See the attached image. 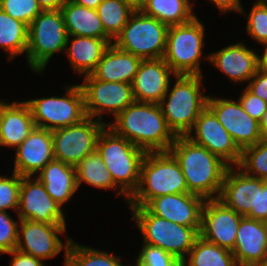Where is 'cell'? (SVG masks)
I'll return each mask as SVG.
<instances>
[{
	"label": "cell",
	"mask_w": 267,
	"mask_h": 266,
	"mask_svg": "<svg viewBox=\"0 0 267 266\" xmlns=\"http://www.w3.org/2000/svg\"><path fill=\"white\" fill-rule=\"evenodd\" d=\"M107 126L145 152H168L177 137L157 103L135 101Z\"/></svg>",
	"instance_id": "obj_1"
},
{
	"label": "cell",
	"mask_w": 267,
	"mask_h": 266,
	"mask_svg": "<svg viewBox=\"0 0 267 266\" xmlns=\"http://www.w3.org/2000/svg\"><path fill=\"white\" fill-rule=\"evenodd\" d=\"M169 152L178 161L188 192L205 200L218 199L229 165L186 136H177Z\"/></svg>",
	"instance_id": "obj_2"
},
{
	"label": "cell",
	"mask_w": 267,
	"mask_h": 266,
	"mask_svg": "<svg viewBox=\"0 0 267 266\" xmlns=\"http://www.w3.org/2000/svg\"><path fill=\"white\" fill-rule=\"evenodd\" d=\"M189 193L185 177L175 157L168 152H146L140 180L129 207H144L150 200L168 194Z\"/></svg>",
	"instance_id": "obj_3"
},
{
	"label": "cell",
	"mask_w": 267,
	"mask_h": 266,
	"mask_svg": "<svg viewBox=\"0 0 267 266\" xmlns=\"http://www.w3.org/2000/svg\"><path fill=\"white\" fill-rule=\"evenodd\" d=\"M203 77L176 75L173 87L170 90V83L167 93L159 103L168 127L176 136H186L207 107L208 96L203 93L206 90L202 86Z\"/></svg>",
	"instance_id": "obj_4"
},
{
	"label": "cell",
	"mask_w": 267,
	"mask_h": 266,
	"mask_svg": "<svg viewBox=\"0 0 267 266\" xmlns=\"http://www.w3.org/2000/svg\"><path fill=\"white\" fill-rule=\"evenodd\" d=\"M96 151L109 170L114 184L130 198L138 187L141 164L146 152L117 135L108 126L98 137Z\"/></svg>",
	"instance_id": "obj_5"
},
{
	"label": "cell",
	"mask_w": 267,
	"mask_h": 266,
	"mask_svg": "<svg viewBox=\"0 0 267 266\" xmlns=\"http://www.w3.org/2000/svg\"><path fill=\"white\" fill-rule=\"evenodd\" d=\"M132 219L142 234L143 244L159 247L181 262L188 256L201 227H186L160 218L145 207H129Z\"/></svg>",
	"instance_id": "obj_6"
},
{
	"label": "cell",
	"mask_w": 267,
	"mask_h": 266,
	"mask_svg": "<svg viewBox=\"0 0 267 266\" xmlns=\"http://www.w3.org/2000/svg\"><path fill=\"white\" fill-rule=\"evenodd\" d=\"M68 32L61 10L41 11L28 26L26 61L42 74L54 54L65 51Z\"/></svg>",
	"instance_id": "obj_7"
},
{
	"label": "cell",
	"mask_w": 267,
	"mask_h": 266,
	"mask_svg": "<svg viewBox=\"0 0 267 266\" xmlns=\"http://www.w3.org/2000/svg\"><path fill=\"white\" fill-rule=\"evenodd\" d=\"M204 35V24L197 16L187 23L169 26L163 59L177 75H203L201 60L209 62V54L203 56Z\"/></svg>",
	"instance_id": "obj_8"
},
{
	"label": "cell",
	"mask_w": 267,
	"mask_h": 266,
	"mask_svg": "<svg viewBox=\"0 0 267 266\" xmlns=\"http://www.w3.org/2000/svg\"><path fill=\"white\" fill-rule=\"evenodd\" d=\"M169 26L142 11L133 12L113 44L143 60L160 59L166 51Z\"/></svg>",
	"instance_id": "obj_9"
},
{
	"label": "cell",
	"mask_w": 267,
	"mask_h": 266,
	"mask_svg": "<svg viewBox=\"0 0 267 266\" xmlns=\"http://www.w3.org/2000/svg\"><path fill=\"white\" fill-rule=\"evenodd\" d=\"M62 97L24 100L30 107L36 127L55 130L75 125L86 118L84 93L80 84L66 85Z\"/></svg>",
	"instance_id": "obj_10"
},
{
	"label": "cell",
	"mask_w": 267,
	"mask_h": 266,
	"mask_svg": "<svg viewBox=\"0 0 267 266\" xmlns=\"http://www.w3.org/2000/svg\"><path fill=\"white\" fill-rule=\"evenodd\" d=\"M106 126L107 122L86 117L75 125L52 130L54 159L76 166L96 151L98 137Z\"/></svg>",
	"instance_id": "obj_11"
},
{
	"label": "cell",
	"mask_w": 267,
	"mask_h": 266,
	"mask_svg": "<svg viewBox=\"0 0 267 266\" xmlns=\"http://www.w3.org/2000/svg\"><path fill=\"white\" fill-rule=\"evenodd\" d=\"M80 84L84 93L87 117L103 121V114L113 119L126 107L135 102L132 84L95 79L91 74L84 76Z\"/></svg>",
	"instance_id": "obj_12"
},
{
	"label": "cell",
	"mask_w": 267,
	"mask_h": 266,
	"mask_svg": "<svg viewBox=\"0 0 267 266\" xmlns=\"http://www.w3.org/2000/svg\"><path fill=\"white\" fill-rule=\"evenodd\" d=\"M64 224H47L29 220H19L16 249L42 261L57 257L63 250L66 254L72 238L65 242L59 235L66 232Z\"/></svg>",
	"instance_id": "obj_13"
},
{
	"label": "cell",
	"mask_w": 267,
	"mask_h": 266,
	"mask_svg": "<svg viewBox=\"0 0 267 266\" xmlns=\"http://www.w3.org/2000/svg\"><path fill=\"white\" fill-rule=\"evenodd\" d=\"M186 137L220 157L229 166H237L240 161L242 150L208 106Z\"/></svg>",
	"instance_id": "obj_14"
},
{
	"label": "cell",
	"mask_w": 267,
	"mask_h": 266,
	"mask_svg": "<svg viewBox=\"0 0 267 266\" xmlns=\"http://www.w3.org/2000/svg\"><path fill=\"white\" fill-rule=\"evenodd\" d=\"M17 216L19 220L67 225L62 207L49 196L36 176H21Z\"/></svg>",
	"instance_id": "obj_15"
},
{
	"label": "cell",
	"mask_w": 267,
	"mask_h": 266,
	"mask_svg": "<svg viewBox=\"0 0 267 266\" xmlns=\"http://www.w3.org/2000/svg\"><path fill=\"white\" fill-rule=\"evenodd\" d=\"M207 106L242 150L263 139L260 123L244 111L239 100L208 96Z\"/></svg>",
	"instance_id": "obj_16"
},
{
	"label": "cell",
	"mask_w": 267,
	"mask_h": 266,
	"mask_svg": "<svg viewBox=\"0 0 267 266\" xmlns=\"http://www.w3.org/2000/svg\"><path fill=\"white\" fill-rule=\"evenodd\" d=\"M242 217L219 199L205 200L200 236L210 243L233 251Z\"/></svg>",
	"instance_id": "obj_17"
},
{
	"label": "cell",
	"mask_w": 267,
	"mask_h": 266,
	"mask_svg": "<svg viewBox=\"0 0 267 266\" xmlns=\"http://www.w3.org/2000/svg\"><path fill=\"white\" fill-rule=\"evenodd\" d=\"M205 199L191 193L158 196L144 207L152 214L186 227H201Z\"/></svg>",
	"instance_id": "obj_18"
},
{
	"label": "cell",
	"mask_w": 267,
	"mask_h": 266,
	"mask_svg": "<svg viewBox=\"0 0 267 266\" xmlns=\"http://www.w3.org/2000/svg\"><path fill=\"white\" fill-rule=\"evenodd\" d=\"M14 169L20 176H35L54 160L52 131L36 127L14 148Z\"/></svg>",
	"instance_id": "obj_19"
},
{
	"label": "cell",
	"mask_w": 267,
	"mask_h": 266,
	"mask_svg": "<svg viewBox=\"0 0 267 266\" xmlns=\"http://www.w3.org/2000/svg\"><path fill=\"white\" fill-rule=\"evenodd\" d=\"M171 75L175 78L177 74L163 58L142 60L131 83L135 101L159 104L168 91Z\"/></svg>",
	"instance_id": "obj_20"
},
{
	"label": "cell",
	"mask_w": 267,
	"mask_h": 266,
	"mask_svg": "<svg viewBox=\"0 0 267 266\" xmlns=\"http://www.w3.org/2000/svg\"><path fill=\"white\" fill-rule=\"evenodd\" d=\"M209 63L237 84L249 82L259 69L258 53L242 41L209 53Z\"/></svg>",
	"instance_id": "obj_21"
},
{
	"label": "cell",
	"mask_w": 267,
	"mask_h": 266,
	"mask_svg": "<svg viewBox=\"0 0 267 266\" xmlns=\"http://www.w3.org/2000/svg\"><path fill=\"white\" fill-rule=\"evenodd\" d=\"M218 199L243 217L257 211L258 178L245 174L237 166H229Z\"/></svg>",
	"instance_id": "obj_22"
},
{
	"label": "cell",
	"mask_w": 267,
	"mask_h": 266,
	"mask_svg": "<svg viewBox=\"0 0 267 266\" xmlns=\"http://www.w3.org/2000/svg\"><path fill=\"white\" fill-rule=\"evenodd\" d=\"M232 253L238 266H254L267 260V228L264 221L242 217Z\"/></svg>",
	"instance_id": "obj_23"
},
{
	"label": "cell",
	"mask_w": 267,
	"mask_h": 266,
	"mask_svg": "<svg viewBox=\"0 0 267 266\" xmlns=\"http://www.w3.org/2000/svg\"><path fill=\"white\" fill-rule=\"evenodd\" d=\"M35 128L29 105L12 101L0 105V146L17 148Z\"/></svg>",
	"instance_id": "obj_24"
},
{
	"label": "cell",
	"mask_w": 267,
	"mask_h": 266,
	"mask_svg": "<svg viewBox=\"0 0 267 266\" xmlns=\"http://www.w3.org/2000/svg\"><path fill=\"white\" fill-rule=\"evenodd\" d=\"M113 44L112 39L85 36H68L65 53L77 75H90L97 67L104 52Z\"/></svg>",
	"instance_id": "obj_25"
},
{
	"label": "cell",
	"mask_w": 267,
	"mask_h": 266,
	"mask_svg": "<svg viewBox=\"0 0 267 266\" xmlns=\"http://www.w3.org/2000/svg\"><path fill=\"white\" fill-rule=\"evenodd\" d=\"M142 60L111 44L91 75L101 81L131 84Z\"/></svg>",
	"instance_id": "obj_26"
},
{
	"label": "cell",
	"mask_w": 267,
	"mask_h": 266,
	"mask_svg": "<svg viewBox=\"0 0 267 266\" xmlns=\"http://www.w3.org/2000/svg\"><path fill=\"white\" fill-rule=\"evenodd\" d=\"M49 196L61 207L73 199L77 186L75 166L52 160L37 175Z\"/></svg>",
	"instance_id": "obj_27"
},
{
	"label": "cell",
	"mask_w": 267,
	"mask_h": 266,
	"mask_svg": "<svg viewBox=\"0 0 267 266\" xmlns=\"http://www.w3.org/2000/svg\"><path fill=\"white\" fill-rule=\"evenodd\" d=\"M61 12L68 35L111 39L103 29L96 9L87 8L68 0L61 8Z\"/></svg>",
	"instance_id": "obj_28"
},
{
	"label": "cell",
	"mask_w": 267,
	"mask_h": 266,
	"mask_svg": "<svg viewBox=\"0 0 267 266\" xmlns=\"http://www.w3.org/2000/svg\"><path fill=\"white\" fill-rule=\"evenodd\" d=\"M75 172L78 189L83 182L84 184L103 190L114 189L117 190V195H120V197L123 196L125 202L128 203L129 198L114 184L109 170L97 151L85 156L75 166Z\"/></svg>",
	"instance_id": "obj_29"
},
{
	"label": "cell",
	"mask_w": 267,
	"mask_h": 266,
	"mask_svg": "<svg viewBox=\"0 0 267 266\" xmlns=\"http://www.w3.org/2000/svg\"><path fill=\"white\" fill-rule=\"evenodd\" d=\"M194 3L191 0H147L142 12L168 26L179 25L196 16L192 11Z\"/></svg>",
	"instance_id": "obj_30"
},
{
	"label": "cell",
	"mask_w": 267,
	"mask_h": 266,
	"mask_svg": "<svg viewBox=\"0 0 267 266\" xmlns=\"http://www.w3.org/2000/svg\"><path fill=\"white\" fill-rule=\"evenodd\" d=\"M27 44L28 26L0 8V48L8 53V61L24 53L26 55Z\"/></svg>",
	"instance_id": "obj_31"
},
{
	"label": "cell",
	"mask_w": 267,
	"mask_h": 266,
	"mask_svg": "<svg viewBox=\"0 0 267 266\" xmlns=\"http://www.w3.org/2000/svg\"><path fill=\"white\" fill-rule=\"evenodd\" d=\"M182 266H238L232 251L199 236Z\"/></svg>",
	"instance_id": "obj_32"
},
{
	"label": "cell",
	"mask_w": 267,
	"mask_h": 266,
	"mask_svg": "<svg viewBox=\"0 0 267 266\" xmlns=\"http://www.w3.org/2000/svg\"><path fill=\"white\" fill-rule=\"evenodd\" d=\"M121 259L114 253L83 246L71 240L65 254L64 266H129L121 263Z\"/></svg>",
	"instance_id": "obj_33"
},
{
	"label": "cell",
	"mask_w": 267,
	"mask_h": 266,
	"mask_svg": "<svg viewBox=\"0 0 267 266\" xmlns=\"http://www.w3.org/2000/svg\"><path fill=\"white\" fill-rule=\"evenodd\" d=\"M96 10L105 33L113 41L121 33L134 12L123 0H103Z\"/></svg>",
	"instance_id": "obj_34"
},
{
	"label": "cell",
	"mask_w": 267,
	"mask_h": 266,
	"mask_svg": "<svg viewBox=\"0 0 267 266\" xmlns=\"http://www.w3.org/2000/svg\"><path fill=\"white\" fill-rule=\"evenodd\" d=\"M237 167L249 176L267 180V138L242 149Z\"/></svg>",
	"instance_id": "obj_35"
},
{
	"label": "cell",
	"mask_w": 267,
	"mask_h": 266,
	"mask_svg": "<svg viewBox=\"0 0 267 266\" xmlns=\"http://www.w3.org/2000/svg\"><path fill=\"white\" fill-rule=\"evenodd\" d=\"M247 16L246 31L258 44L267 42V3L255 0Z\"/></svg>",
	"instance_id": "obj_36"
},
{
	"label": "cell",
	"mask_w": 267,
	"mask_h": 266,
	"mask_svg": "<svg viewBox=\"0 0 267 266\" xmlns=\"http://www.w3.org/2000/svg\"><path fill=\"white\" fill-rule=\"evenodd\" d=\"M0 8L27 26L43 11L37 0H0Z\"/></svg>",
	"instance_id": "obj_37"
},
{
	"label": "cell",
	"mask_w": 267,
	"mask_h": 266,
	"mask_svg": "<svg viewBox=\"0 0 267 266\" xmlns=\"http://www.w3.org/2000/svg\"><path fill=\"white\" fill-rule=\"evenodd\" d=\"M134 266H182V262L165 250L142 244Z\"/></svg>",
	"instance_id": "obj_38"
},
{
	"label": "cell",
	"mask_w": 267,
	"mask_h": 266,
	"mask_svg": "<svg viewBox=\"0 0 267 266\" xmlns=\"http://www.w3.org/2000/svg\"><path fill=\"white\" fill-rule=\"evenodd\" d=\"M21 176L12 171L8 175H0V211L14 210L17 213L20 196Z\"/></svg>",
	"instance_id": "obj_39"
},
{
	"label": "cell",
	"mask_w": 267,
	"mask_h": 266,
	"mask_svg": "<svg viewBox=\"0 0 267 266\" xmlns=\"http://www.w3.org/2000/svg\"><path fill=\"white\" fill-rule=\"evenodd\" d=\"M17 220L7 211H0V255L16 249L19 219Z\"/></svg>",
	"instance_id": "obj_40"
},
{
	"label": "cell",
	"mask_w": 267,
	"mask_h": 266,
	"mask_svg": "<svg viewBox=\"0 0 267 266\" xmlns=\"http://www.w3.org/2000/svg\"><path fill=\"white\" fill-rule=\"evenodd\" d=\"M245 112H247L253 119L260 122L263 115L267 111V102L260 99L258 96L251 93L246 87L243 88V93L238 97Z\"/></svg>",
	"instance_id": "obj_41"
},
{
	"label": "cell",
	"mask_w": 267,
	"mask_h": 266,
	"mask_svg": "<svg viewBox=\"0 0 267 266\" xmlns=\"http://www.w3.org/2000/svg\"><path fill=\"white\" fill-rule=\"evenodd\" d=\"M246 217L261 221L267 218V180L258 178L257 211H251Z\"/></svg>",
	"instance_id": "obj_42"
},
{
	"label": "cell",
	"mask_w": 267,
	"mask_h": 266,
	"mask_svg": "<svg viewBox=\"0 0 267 266\" xmlns=\"http://www.w3.org/2000/svg\"><path fill=\"white\" fill-rule=\"evenodd\" d=\"M246 88L267 102V71L258 69L255 75L249 80Z\"/></svg>",
	"instance_id": "obj_43"
},
{
	"label": "cell",
	"mask_w": 267,
	"mask_h": 266,
	"mask_svg": "<svg viewBox=\"0 0 267 266\" xmlns=\"http://www.w3.org/2000/svg\"><path fill=\"white\" fill-rule=\"evenodd\" d=\"M3 254L11 255V262L9 266H46L42 260L23 253L17 249L5 252Z\"/></svg>",
	"instance_id": "obj_44"
},
{
	"label": "cell",
	"mask_w": 267,
	"mask_h": 266,
	"mask_svg": "<svg viewBox=\"0 0 267 266\" xmlns=\"http://www.w3.org/2000/svg\"><path fill=\"white\" fill-rule=\"evenodd\" d=\"M209 2L213 3L221 13H230L233 11L235 13H240L241 15H245L247 12L244 10V6L241 3V0H209Z\"/></svg>",
	"instance_id": "obj_45"
},
{
	"label": "cell",
	"mask_w": 267,
	"mask_h": 266,
	"mask_svg": "<svg viewBox=\"0 0 267 266\" xmlns=\"http://www.w3.org/2000/svg\"><path fill=\"white\" fill-rule=\"evenodd\" d=\"M40 8L45 10H61L68 0H37Z\"/></svg>",
	"instance_id": "obj_46"
},
{
	"label": "cell",
	"mask_w": 267,
	"mask_h": 266,
	"mask_svg": "<svg viewBox=\"0 0 267 266\" xmlns=\"http://www.w3.org/2000/svg\"><path fill=\"white\" fill-rule=\"evenodd\" d=\"M123 1L134 12L142 11L147 3V0H123Z\"/></svg>",
	"instance_id": "obj_47"
},
{
	"label": "cell",
	"mask_w": 267,
	"mask_h": 266,
	"mask_svg": "<svg viewBox=\"0 0 267 266\" xmlns=\"http://www.w3.org/2000/svg\"><path fill=\"white\" fill-rule=\"evenodd\" d=\"M71 2L85 6L91 9H97V7L103 2V0H70Z\"/></svg>",
	"instance_id": "obj_48"
},
{
	"label": "cell",
	"mask_w": 267,
	"mask_h": 266,
	"mask_svg": "<svg viewBox=\"0 0 267 266\" xmlns=\"http://www.w3.org/2000/svg\"><path fill=\"white\" fill-rule=\"evenodd\" d=\"M261 45L264 46V51L262 54L258 53V68L267 71V42H264Z\"/></svg>",
	"instance_id": "obj_49"
},
{
	"label": "cell",
	"mask_w": 267,
	"mask_h": 266,
	"mask_svg": "<svg viewBox=\"0 0 267 266\" xmlns=\"http://www.w3.org/2000/svg\"><path fill=\"white\" fill-rule=\"evenodd\" d=\"M259 123H260V130L263 134V137L267 138V111L263 115V118Z\"/></svg>",
	"instance_id": "obj_50"
},
{
	"label": "cell",
	"mask_w": 267,
	"mask_h": 266,
	"mask_svg": "<svg viewBox=\"0 0 267 266\" xmlns=\"http://www.w3.org/2000/svg\"><path fill=\"white\" fill-rule=\"evenodd\" d=\"M254 266H267V260L257 264V265H254Z\"/></svg>",
	"instance_id": "obj_51"
},
{
	"label": "cell",
	"mask_w": 267,
	"mask_h": 266,
	"mask_svg": "<svg viewBox=\"0 0 267 266\" xmlns=\"http://www.w3.org/2000/svg\"><path fill=\"white\" fill-rule=\"evenodd\" d=\"M264 224H265V226L267 228V218L264 220Z\"/></svg>",
	"instance_id": "obj_52"
}]
</instances>
